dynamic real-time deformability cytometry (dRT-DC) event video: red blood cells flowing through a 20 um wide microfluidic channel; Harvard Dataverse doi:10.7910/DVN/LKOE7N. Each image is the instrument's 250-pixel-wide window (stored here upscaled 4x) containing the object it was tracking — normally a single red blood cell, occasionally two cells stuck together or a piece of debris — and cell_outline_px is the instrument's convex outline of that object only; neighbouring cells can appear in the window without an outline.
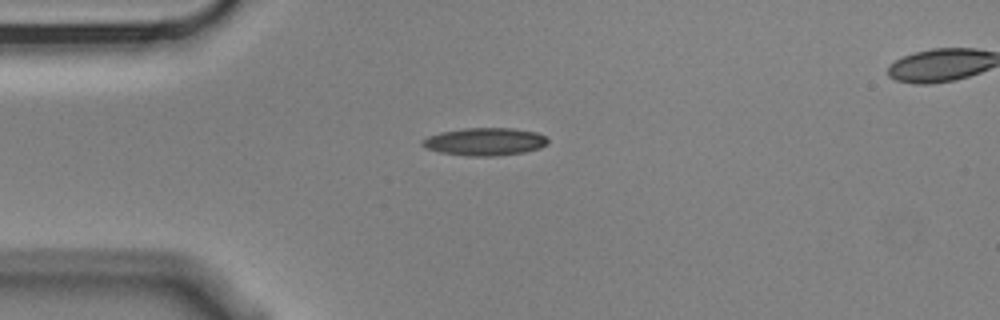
{"species": "Egyptian fruit bat (a non-hibernating species)", "species_latin": "Rousettus aegyptiacus", "temperature_condition": "cold", "stored_images_in_passage": 6, "camera_frame_rate_fps": 3000, "um_per_image_px": 0.085, "animal": {"sex": "male"}, "frame": {"image": 1, "passage_image": 1, "time_ms": 0.0, "image_size_px": [1000, 320], "cell_outline_px": [[548, 144], [540, 148], [524, 152], [496, 156], [468, 156], [440, 152], [424, 148], [420, 144], [420, 140], [428, 136], [440, 132], [464, 128], [512, 128], [536, 132], [548, 136]], "centroid_in_image_um": [41.2, 12.04], "position_along_channel_um": 43.8, "area_um2": 20.52}}
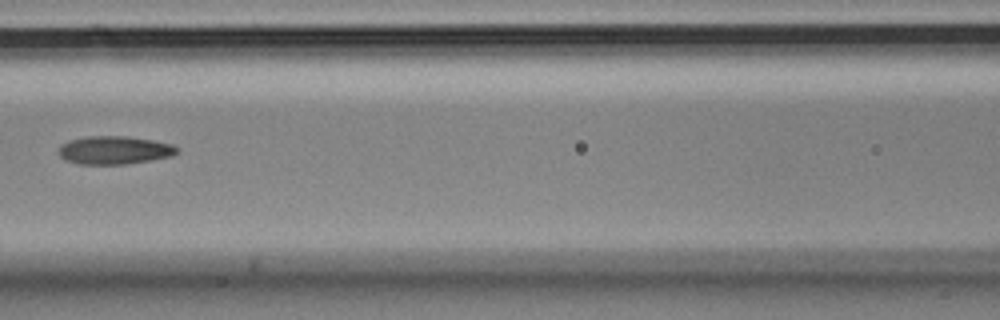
{"frame": {"image": 2, "passage_image": 4, "time_ms": 1.0, "image_size_px": [1000, 320], "cell_outline_px": [[180, 152], [172, 156], [152, 160], [124, 164], [80, 164], [64, 160], [60, 156], [60, 144], [72, 140], [88, 136], [128, 136], [152, 140], [172, 144], [180, 148]], "centroid_in_image_um": [9.78, 12.76], "position_along_channel_um": 156.8, "area_um2": 19.48}}
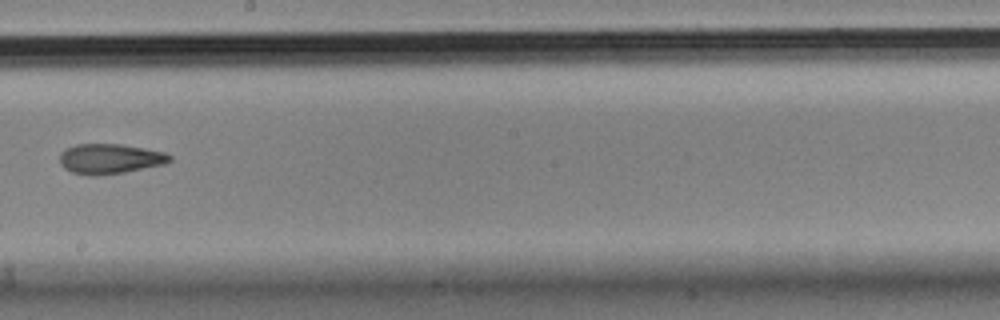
{"frame": {"image": 3, "passage_image": 6, "time_ms": 1.667, "image_size_px": [1000, 320], "cell_outline_px": [[172, 160], [164, 164], [124, 172], [96, 176], [88, 176], [72, 172], [64, 168], [60, 164], [60, 152], [64, 148], [76, 144], [120, 144], [144, 148], [164, 152], [172, 156]], "centroid_in_image_um": [9.31, 13.5], "position_along_channel_um": 238.9, "area_um2": 19.36}}